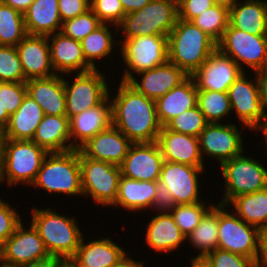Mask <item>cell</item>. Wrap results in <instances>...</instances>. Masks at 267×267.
I'll use <instances>...</instances> for the list:
<instances>
[{
    "label": "cell",
    "mask_w": 267,
    "mask_h": 267,
    "mask_svg": "<svg viewBox=\"0 0 267 267\" xmlns=\"http://www.w3.org/2000/svg\"><path fill=\"white\" fill-rule=\"evenodd\" d=\"M25 83L27 94L40 105L45 115H66L64 75L30 79Z\"/></svg>",
    "instance_id": "cell-27"
},
{
    "label": "cell",
    "mask_w": 267,
    "mask_h": 267,
    "mask_svg": "<svg viewBox=\"0 0 267 267\" xmlns=\"http://www.w3.org/2000/svg\"><path fill=\"white\" fill-rule=\"evenodd\" d=\"M48 152L32 140H1L0 184L31 186Z\"/></svg>",
    "instance_id": "cell-4"
},
{
    "label": "cell",
    "mask_w": 267,
    "mask_h": 267,
    "mask_svg": "<svg viewBox=\"0 0 267 267\" xmlns=\"http://www.w3.org/2000/svg\"><path fill=\"white\" fill-rule=\"evenodd\" d=\"M2 261V244L0 243V262Z\"/></svg>",
    "instance_id": "cell-61"
},
{
    "label": "cell",
    "mask_w": 267,
    "mask_h": 267,
    "mask_svg": "<svg viewBox=\"0 0 267 267\" xmlns=\"http://www.w3.org/2000/svg\"><path fill=\"white\" fill-rule=\"evenodd\" d=\"M27 94L25 82H0V104L2 113L14 114Z\"/></svg>",
    "instance_id": "cell-44"
},
{
    "label": "cell",
    "mask_w": 267,
    "mask_h": 267,
    "mask_svg": "<svg viewBox=\"0 0 267 267\" xmlns=\"http://www.w3.org/2000/svg\"><path fill=\"white\" fill-rule=\"evenodd\" d=\"M9 119L10 116L7 113H2V107L0 104V133H2L8 125Z\"/></svg>",
    "instance_id": "cell-58"
},
{
    "label": "cell",
    "mask_w": 267,
    "mask_h": 267,
    "mask_svg": "<svg viewBox=\"0 0 267 267\" xmlns=\"http://www.w3.org/2000/svg\"><path fill=\"white\" fill-rule=\"evenodd\" d=\"M101 71L93 69L84 73H74V75L73 73L64 74L66 116L69 120L97 106L109 96L111 84L109 87L107 77L104 76L105 71L103 70V73ZM67 76L71 81L66 79Z\"/></svg>",
    "instance_id": "cell-10"
},
{
    "label": "cell",
    "mask_w": 267,
    "mask_h": 267,
    "mask_svg": "<svg viewBox=\"0 0 267 267\" xmlns=\"http://www.w3.org/2000/svg\"><path fill=\"white\" fill-rule=\"evenodd\" d=\"M26 80L56 75L47 36L27 34L16 46Z\"/></svg>",
    "instance_id": "cell-21"
},
{
    "label": "cell",
    "mask_w": 267,
    "mask_h": 267,
    "mask_svg": "<svg viewBox=\"0 0 267 267\" xmlns=\"http://www.w3.org/2000/svg\"><path fill=\"white\" fill-rule=\"evenodd\" d=\"M191 22L218 43L229 26V2L218 1Z\"/></svg>",
    "instance_id": "cell-38"
},
{
    "label": "cell",
    "mask_w": 267,
    "mask_h": 267,
    "mask_svg": "<svg viewBox=\"0 0 267 267\" xmlns=\"http://www.w3.org/2000/svg\"><path fill=\"white\" fill-rule=\"evenodd\" d=\"M208 122L198 106L171 119L165 127L173 132L198 137Z\"/></svg>",
    "instance_id": "cell-41"
},
{
    "label": "cell",
    "mask_w": 267,
    "mask_h": 267,
    "mask_svg": "<svg viewBox=\"0 0 267 267\" xmlns=\"http://www.w3.org/2000/svg\"><path fill=\"white\" fill-rule=\"evenodd\" d=\"M58 8L64 22L90 10V0H58Z\"/></svg>",
    "instance_id": "cell-49"
},
{
    "label": "cell",
    "mask_w": 267,
    "mask_h": 267,
    "mask_svg": "<svg viewBox=\"0 0 267 267\" xmlns=\"http://www.w3.org/2000/svg\"><path fill=\"white\" fill-rule=\"evenodd\" d=\"M101 24L98 17L90 9L82 15L62 22L60 32L65 36L81 41Z\"/></svg>",
    "instance_id": "cell-43"
},
{
    "label": "cell",
    "mask_w": 267,
    "mask_h": 267,
    "mask_svg": "<svg viewBox=\"0 0 267 267\" xmlns=\"http://www.w3.org/2000/svg\"><path fill=\"white\" fill-rule=\"evenodd\" d=\"M217 48L231 57L243 72L267 69V35H252L229 24Z\"/></svg>",
    "instance_id": "cell-12"
},
{
    "label": "cell",
    "mask_w": 267,
    "mask_h": 267,
    "mask_svg": "<svg viewBox=\"0 0 267 267\" xmlns=\"http://www.w3.org/2000/svg\"><path fill=\"white\" fill-rule=\"evenodd\" d=\"M189 246L198 251L197 256H206L218 245V203H215L203 216L200 223L186 237Z\"/></svg>",
    "instance_id": "cell-36"
},
{
    "label": "cell",
    "mask_w": 267,
    "mask_h": 267,
    "mask_svg": "<svg viewBox=\"0 0 267 267\" xmlns=\"http://www.w3.org/2000/svg\"><path fill=\"white\" fill-rule=\"evenodd\" d=\"M177 19L178 9L175 2L151 0L140 10L124 16L122 23L118 26V37L130 39L144 35L168 36Z\"/></svg>",
    "instance_id": "cell-7"
},
{
    "label": "cell",
    "mask_w": 267,
    "mask_h": 267,
    "mask_svg": "<svg viewBox=\"0 0 267 267\" xmlns=\"http://www.w3.org/2000/svg\"><path fill=\"white\" fill-rule=\"evenodd\" d=\"M119 83L114 95L112 89L109 91L113 126L132 143L156 142L162 126L157 117L155 101L139 93L128 82Z\"/></svg>",
    "instance_id": "cell-1"
},
{
    "label": "cell",
    "mask_w": 267,
    "mask_h": 267,
    "mask_svg": "<svg viewBox=\"0 0 267 267\" xmlns=\"http://www.w3.org/2000/svg\"><path fill=\"white\" fill-rule=\"evenodd\" d=\"M112 26L115 30L111 28ZM116 35L118 36L117 26L102 23L80 41L84 57L94 69L100 68V66L97 65L98 62H101L99 60L104 58L106 60L113 59L111 56L114 55V49H116L115 52H118L117 49L119 50V47L116 46H119V38H116ZM108 56H110V58Z\"/></svg>",
    "instance_id": "cell-34"
},
{
    "label": "cell",
    "mask_w": 267,
    "mask_h": 267,
    "mask_svg": "<svg viewBox=\"0 0 267 267\" xmlns=\"http://www.w3.org/2000/svg\"><path fill=\"white\" fill-rule=\"evenodd\" d=\"M204 200L195 204L175 205L172 208L170 214L185 237L195 229L205 213L214 205L210 203L212 201Z\"/></svg>",
    "instance_id": "cell-40"
},
{
    "label": "cell",
    "mask_w": 267,
    "mask_h": 267,
    "mask_svg": "<svg viewBox=\"0 0 267 267\" xmlns=\"http://www.w3.org/2000/svg\"><path fill=\"white\" fill-rule=\"evenodd\" d=\"M197 106L208 123H228L232 115L231 104L227 92L198 90ZM227 119L226 121H223Z\"/></svg>",
    "instance_id": "cell-37"
},
{
    "label": "cell",
    "mask_w": 267,
    "mask_h": 267,
    "mask_svg": "<svg viewBox=\"0 0 267 267\" xmlns=\"http://www.w3.org/2000/svg\"><path fill=\"white\" fill-rule=\"evenodd\" d=\"M156 193V181H139L121 175L118 194L111 206L136 213L152 208Z\"/></svg>",
    "instance_id": "cell-31"
},
{
    "label": "cell",
    "mask_w": 267,
    "mask_h": 267,
    "mask_svg": "<svg viewBox=\"0 0 267 267\" xmlns=\"http://www.w3.org/2000/svg\"><path fill=\"white\" fill-rule=\"evenodd\" d=\"M262 133V136H264V138L261 139V141L264 139V141L261 142V145L263 143H265L264 145L267 144V121L265 123H263V125L256 131V134L258 133ZM266 148H267V145H266Z\"/></svg>",
    "instance_id": "cell-59"
},
{
    "label": "cell",
    "mask_w": 267,
    "mask_h": 267,
    "mask_svg": "<svg viewBox=\"0 0 267 267\" xmlns=\"http://www.w3.org/2000/svg\"><path fill=\"white\" fill-rule=\"evenodd\" d=\"M44 115L40 105L26 94L22 105L10 116L8 125L1 133L2 139L32 140Z\"/></svg>",
    "instance_id": "cell-30"
},
{
    "label": "cell",
    "mask_w": 267,
    "mask_h": 267,
    "mask_svg": "<svg viewBox=\"0 0 267 267\" xmlns=\"http://www.w3.org/2000/svg\"><path fill=\"white\" fill-rule=\"evenodd\" d=\"M0 267H18V266L9 265V264L3 263V262L1 261V262H0Z\"/></svg>",
    "instance_id": "cell-60"
},
{
    "label": "cell",
    "mask_w": 267,
    "mask_h": 267,
    "mask_svg": "<svg viewBox=\"0 0 267 267\" xmlns=\"http://www.w3.org/2000/svg\"><path fill=\"white\" fill-rule=\"evenodd\" d=\"M244 151L220 165L224 181L222 200L217 203L227 205L234 197L250 194L267 187V166L261 160ZM224 194V195H223Z\"/></svg>",
    "instance_id": "cell-8"
},
{
    "label": "cell",
    "mask_w": 267,
    "mask_h": 267,
    "mask_svg": "<svg viewBox=\"0 0 267 267\" xmlns=\"http://www.w3.org/2000/svg\"><path fill=\"white\" fill-rule=\"evenodd\" d=\"M67 262L57 256H49L46 259L20 265L18 267H65Z\"/></svg>",
    "instance_id": "cell-51"
},
{
    "label": "cell",
    "mask_w": 267,
    "mask_h": 267,
    "mask_svg": "<svg viewBox=\"0 0 267 267\" xmlns=\"http://www.w3.org/2000/svg\"><path fill=\"white\" fill-rule=\"evenodd\" d=\"M23 16L27 34L48 36L61 31L58 0H34Z\"/></svg>",
    "instance_id": "cell-33"
},
{
    "label": "cell",
    "mask_w": 267,
    "mask_h": 267,
    "mask_svg": "<svg viewBox=\"0 0 267 267\" xmlns=\"http://www.w3.org/2000/svg\"><path fill=\"white\" fill-rule=\"evenodd\" d=\"M163 162L157 142L133 143L120 165L121 175L139 181H157Z\"/></svg>",
    "instance_id": "cell-19"
},
{
    "label": "cell",
    "mask_w": 267,
    "mask_h": 267,
    "mask_svg": "<svg viewBox=\"0 0 267 267\" xmlns=\"http://www.w3.org/2000/svg\"><path fill=\"white\" fill-rule=\"evenodd\" d=\"M165 161L194 167H206L201 155L198 137L161 128L156 141Z\"/></svg>",
    "instance_id": "cell-24"
},
{
    "label": "cell",
    "mask_w": 267,
    "mask_h": 267,
    "mask_svg": "<svg viewBox=\"0 0 267 267\" xmlns=\"http://www.w3.org/2000/svg\"><path fill=\"white\" fill-rule=\"evenodd\" d=\"M51 64L56 74L84 73L94 68L86 61L78 40L57 32L47 36Z\"/></svg>",
    "instance_id": "cell-22"
},
{
    "label": "cell",
    "mask_w": 267,
    "mask_h": 267,
    "mask_svg": "<svg viewBox=\"0 0 267 267\" xmlns=\"http://www.w3.org/2000/svg\"><path fill=\"white\" fill-rule=\"evenodd\" d=\"M191 267H214L206 256H192Z\"/></svg>",
    "instance_id": "cell-56"
},
{
    "label": "cell",
    "mask_w": 267,
    "mask_h": 267,
    "mask_svg": "<svg viewBox=\"0 0 267 267\" xmlns=\"http://www.w3.org/2000/svg\"><path fill=\"white\" fill-rule=\"evenodd\" d=\"M214 267H257L252 258L216 248L206 255Z\"/></svg>",
    "instance_id": "cell-47"
},
{
    "label": "cell",
    "mask_w": 267,
    "mask_h": 267,
    "mask_svg": "<svg viewBox=\"0 0 267 267\" xmlns=\"http://www.w3.org/2000/svg\"><path fill=\"white\" fill-rule=\"evenodd\" d=\"M257 267H267V229L260 231V244Z\"/></svg>",
    "instance_id": "cell-52"
},
{
    "label": "cell",
    "mask_w": 267,
    "mask_h": 267,
    "mask_svg": "<svg viewBox=\"0 0 267 267\" xmlns=\"http://www.w3.org/2000/svg\"><path fill=\"white\" fill-rule=\"evenodd\" d=\"M144 261L140 262L138 260H136L135 258L133 259V257H128L119 267H145L143 263Z\"/></svg>",
    "instance_id": "cell-57"
},
{
    "label": "cell",
    "mask_w": 267,
    "mask_h": 267,
    "mask_svg": "<svg viewBox=\"0 0 267 267\" xmlns=\"http://www.w3.org/2000/svg\"><path fill=\"white\" fill-rule=\"evenodd\" d=\"M218 0H182L177 4L178 18L191 21L215 5Z\"/></svg>",
    "instance_id": "cell-48"
},
{
    "label": "cell",
    "mask_w": 267,
    "mask_h": 267,
    "mask_svg": "<svg viewBox=\"0 0 267 267\" xmlns=\"http://www.w3.org/2000/svg\"><path fill=\"white\" fill-rule=\"evenodd\" d=\"M34 0H1L2 3L11 6L15 10L24 13Z\"/></svg>",
    "instance_id": "cell-55"
},
{
    "label": "cell",
    "mask_w": 267,
    "mask_h": 267,
    "mask_svg": "<svg viewBox=\"0 0 267 267\" xmlns=\"http://www.w3.org/2000/svg\"><path fill=\"white\" fill-rule=\"evenodd\" d=\"M119 57L124 70L121 81L129 82L136 74L168 61V36L147 35L119 40Z\"/></svg>",
    "instance_id": "cell-6"
},
{
    "label": "cell",
    "mask_w": 267,
    "mask_h": 267,
    "mask_svg": "<svg viewBox=\"0 0 267 267\" xmlns=\"http://www.w3.org/2000/svg\"><path fill=\"white\" fill-rule=\"evenodd\" d=\"M218 1H226V2H230V1H233V0H218Z\"/></svg>",
    "instance_id": "cell-64"
},
{
    "label": "cell",
    "mask_w": 267,
    "mask_h": 267,
    "mask_svg": "<svg viewBox=\"0 0 267 267\" xmlns=\"http://www.w3.org/2000/svg\"><path fill=\"white\" fill-rule=\"evenodd\" d=\"M32 141L48 153L72 150L68 117L44 115Z\"/></svg>",
    "instance_id": "cell-32"
},
{
    "label": "cell",
    "mask_w": 267,
    "mask_h": 267,
    "mask_svg": "<svg viewBox=\"0 0 267 267\" xmlns=\"http://www.w3.org/2000/svg\"><path fill=\"white\" fill-rule=\"evenodd\" d=\"M198 90L191 76L158 98L156 111L159 123L164 127L171 119L197 106Z\"/></svg>",
    "instance_id": "cell-29"
},
{
    "label": "cell",
    "mask_w": 267,
    "mask_h": 267,
    "mask_svg": "<svg viewBox=\"0 0 267 267\" xmlns=\"http://www.w3.org/2000/svg\"><path fill=\"white\" fill-rule=\"evenodd\" d=\"M31 187L50 195L83 197L79 150L48 153Z\"/></svg>",
    "instance_id": "cell-5"
},
{
    "label": "cell",
    "mask_w": 267,
    "mask_h": 267,
    "mask_svg": "<svg viewBox=\"0 0 267 267\" xmlns=\"http://www.w3.org/2000/svg\"><path fill=\"white\" fill-rule=\"evenodd\" d=\"M133 143L113 125L96 134L79 150L94 160L120 166Z\"/></svg>",
    "instance_id": "cell-25"
},
{
    "label": "cell",
    "mask_w": 267,
    "mask_h": 267,
    "mask_svg": "<svg viewBox=\"0 0 267 267\" xmlns=\"http://www.w3.org/2000/svg\"><path fill=\"white\" fill-rule=\"evenodd\" d=\"M83 196L95 205L107 208L115 203L121 168L118 165L86 157L79 150Z\"/></svg>",
    "instance_id": "cell-9"
},
{
    "label": "cell",
    "mask_w": 267,
    "mask_h": 267,
    "mask_svg": "<svg viewBox=\"0 0 267 267\" xmlns=\"http://www.w3.org/2000/svg\"><path fill=\"white\" fill-rule=\"evenodd\" d=\"M1 197V196H0ZM0 198V243L3 244L15 231L17 225L23 220L14 205ZM14 207V208H13ZM22 217V218H21Z\"/></svg>",
    "instance_id": "cell-46"
},
{
    "label": "cell",
    "mask_w": 267,
    "mask_h": 267,
    "mask_svg": "<svg viewBox=\"0 0 267 267\" xmlns=\"http://www.w3.org/2000/svg\"><path fill=\"white\" fill-rule=\"evenodd\" d=\"M257 82L260 100L262 101V105L267 112V69L257 72Z\"/></svg>",
    "instance_id": "cell-53"
},
{
    "label": "cell",
    "mask_w": 267,
    "mask_h": 267,
    "mask_svg": "<svg viewBox=\"0 0 267 267\" xmlns=\"http://www.w3.org/2000/svg\"><path fill=\"white\" fill-rule=\"evenodd\" d=\"M21 221L14 233L2 244V262L20 266L23 264L48 258L47 252L39 232L29 222V227Z\"/></svg>",
    "instance_id": "cell-16"
},
{
    "label": "cell",
    "mask_w": 267,
    "mask_h": 267,
    "mask_svg": "<svg viewBox=\"0 0 267 267\" xmlns=\"http://www.w3.org/2000/svg\"><path fill=\"white\" fill-rule=\"evenodd\" d=\"M229 24L252 35H267V1H230Z\"/></svg>",
    "instance_id": "cell-28"
},
{
    "label": "cell",
    "mask_w": 267,
    "mask_h": 267,
    "mask_svg": "<svg viewBox=\"0 0 267 267\" xmlns=\"http://www.w3.org/2000/svg\"><path fill=\"white\" fill-rule=\"evenodd\" d=\"M15 46L0 45V82H26Z\"/></svg>",
    "instance_id": "cell-42"
},
{
    "label": "cell",
    "mask_w": 267,
    "mask_h": 267,
    "mask_svg": "<svg viewBox=\"0 0 267 267\" xmlns=\"http://www.w3.org/2000/svg\"><path fill=\"white\" fill-rule=\"evenodd\" d=\"M125 15L135 12L146 6L151 0H120Z\"/></svg>",
    "instance_id": "cell-54"
},
{
    "label": "cell",
    "mask_w": 267,
    "mask_h": 267,
    "mask_svg": "<svg viewBox=\"0 0 267 267\" xmlns=\"http://www.w3.org/2000/svg\"><path fill=\"white\" fill-rule=\"evenodd\" d=\"M242 73L231 57L216 48L191 77L197 90L228 92L229 87Z\"/></svg>",
    "instance_id": "cell-17"
},
{
    "label": "cell",
    "mask_w": 267,
    "mask_h": 267,
    "mask_svg": "<svg viewBox=\"0 0 267 267\" xmlns=\"http://www.w3.org/2000/svg\"><path fill=\"white\" fill-rule=\"evenodd\" d=\"M232 123H208L201 134L198 136L201 155L204 163L206 157L216 159L221 165L234 157L241 155L247 149H244V136L242 132L245 131L246 126ZM241 129V130H239ZM245 129V130H244Z\"/></svg>",
    "instance_id": "cell-13"
},
{
    "label": "cell",
    "mask_w": 267,
    "mask_h": 267,
    "mask_svg": "<svg viewBox=\"0 0 267 267\" xmlns=\"http://www.w3.org/2000/svg\"><path fill=\"white\" fill-rule=\"evenodd\" d=\"M206 167H194L177 162L162 164L159 181L172 193L176 205L195 204L204 201L201 196L200 174L208 173Z\"/></svg>",
    "instance_id": "cell-15"
},
{
    "label": "cell",
    "mask_w": 267,
    "mask_h": 267,
    "mask_svg": "<svg viewBox=\"0 0 267 267\" xmlns=\"http://www.w3.org/2000/svg\"><path fill=\"white\" fill-rule=\"evenodd\" d=\"M30 222L39 232L50 256H57L66 262L76 253L84 233L78 218L59 214L54 208L31 207Z\"/></svg>",
    "instance_id": "cell-2"
},
{
    "label": "cell",
    "mask_w": 267,
    "mask_h": 267,
    "mask_svg": "<svg viewBox=\"0 0 267 267\" xmlns=\"http://www.w3.org/2000/svg\"><path fill=\"white\" fill-rule=\"evenodd\" d=\"M175 205L176 204L170 190L166 187L164 183L157 180L156 193L151 211L154 210L153 213H170Z\"/></svg>",
    "instance_id": "cell-50"
},
{
    "label": "cell",
    "mask_w": 267,
    "mask_h": 267,
    "mask_svg": "<svg viewBox=\"0 0 267 267\" xmlns=\"http://www.w3.org/2000/svg\"><path fill=\"white\" fill-rule=\"evenodd\" d=\"M90 9L103 24L119 26L125 16L120 0H90Z\"/></svg>",
    "instance_id": "cell-45"
},
{
    "label": "cell",
    "mask_w": 267,
    "mask_h": 267,
    "mask_svg": "<svg viewBox=\"0 0 267 267\" xmlns=\"http://www.w3.org/2000/svg\"><path fill=\"white\" fill-rule=\"evenodd\" d=\"M217 48V43L191 21L177 19L168 35V61L191 76Z\"/></svg>",
    "instance_id": "cell-3"
},
{
    "label": "cell",
    "mask_w": 267,
    "mask_h": 267,
    "mask_svg": "<svg viewBox=\"0 0 267 267\" xmlns=\"http://www.w3.org/2000/svg\"><path fill=\"white\" fill-rule=\"evenodd\" d=\"M253 78H248L243 72L229 87L228 96L232 114L237 116L239 124L252 130L253 134L267 121L265 111L259 96L257 73H252Z\"/></svg>",
    "instance_id": "cell-14"
},
{
    "label": "cell",
    "mask_w": 267,
    "mask_h": 267,
    "mask_svg": "<svg viewBox=\"0 0 267 267\" xmlns=\"http://www.w3.org/2000/svg\"><path fill=\"white\" fill-rule=\"evenodd\" d=\"M105 237L86 240L83 236L76 253L67 261V265L69 267H119L131 255L116 241L114 242L111 236Z\"/></svg>",
    "instance_id": "cell-18"
},
{
    "label": "cell",
    "mask_w": 267,
    "mask_h": 267,
    "mask_svg": "<svg viewBox=\"0 0 267 267\" xmlns=\"http://www.w3.org/2000/svg\"><path fill=\"white\" fill-rule=\"evenodd\" d=\"M26 35L23 13L0 2V45L16 47Z\"/></svg>",
    "instance_id": "cell-39"
},
{
    "label": "cell",
    "mask_w": 267,
    "mask_h": 267,
    "mask_svg": "<svg viewBox=\"0 0 267 267\" xmlns=\"http://www.w3.org/2000/svg\"><path fill=\"white\" fill-rule=\"evenodd\" d=\"M149 223L145 226V241L147 247L154 252L172 253L186 243V237L182 234L170 213H152ZM156 214V215H155ZM148 226V227H147Z\"/></svg>",
    "instance_id": "cell-26"
},
{
    "label": "cell",
    "mask_w": 267,
    "mask_h": 267,
    "mask_svg": "<svg viewBox=\"0 0 267 267\" xmlns=\"http://www.w3.org/2000/svg\"><path fill=\"white\" fill-rule=\"evenodd\" d=\"M173 2H175L176 4H179L182 0H172Z\"/></svg>",
    "instance_id": "cell-63"
},
{
    "label": "cell",
    "mask_w": 267,
    "mask_h": 267,
    "mask_svg": "<svg viewBox=\"0 0 267 267\" xmlns=\"http://www.w3.org/2000/svg\"><path fill=\"white\" fill-rule=\"evenodd\" d=\"M113 125L112 104L108 96L97 106L85 110L69 120L71 146L79 150L96 134Z\"/></svg>",
    "instance_id": "cell-20"
},
{
    "label": "cell",
    "mask_w": 267,
    "mask_h": 267,
    "mask_svg": "<svg viewBox=\"0 0 267 267\" xmlns=\"http://www.w3.org/2000/svg\"><path fill=\"white\" fill-rule=\"evenodd\" d=\"M187 77L179 67L167 61L163 65L136 74L128 83L139 93L156 101Z\"/></svg>",
    "instance_id": "cell-23"
},
{
    "label": "cell",
    "mask_w": 267,
    "mask_h": 267,
    "mask_svg": "<svg viewBox=\"0 0 267 267\" xmlns=\"http://www.w3.org/2000/svg\"><path fill=\"white\" fill-rule=\"evenodd\" d=\"M231 208L218 203L217 248L252 258L257 262L260 230L244 222Z\"/></svg>",
    "instance_id": "cell-11"
},
{
    "label": "cell",
    "mask_w": 267,
    "mask_h": 267,
    "mask_svg": "<svg viewBox=\"0 0 267 267\" xmlns=\"http://www.w3.org/2000/svg\"><path fill=\"white\" fill-rule=\"evenodd\" d=\"M1 140H2V136H1V133H0V156H1Z\"/></svg>",
    "instance_id": "cell-62"
},
{
    "label": "cell",
    "mask_w": 267,
    "mask_h": 267,
    "mask_svg": "<svg viewBox=\"0 0 267 267\" xmlns=\"http://www.w3.org/2000/svg\"><path fill=\"white\" fill-rule=\"evenodd\" d=\"M227 206H232V211L247 224L257 227L260 231L267 229V187L236 196Z\"/></svg>",
    "instance_id": "cell-35"
}]
</instances>
